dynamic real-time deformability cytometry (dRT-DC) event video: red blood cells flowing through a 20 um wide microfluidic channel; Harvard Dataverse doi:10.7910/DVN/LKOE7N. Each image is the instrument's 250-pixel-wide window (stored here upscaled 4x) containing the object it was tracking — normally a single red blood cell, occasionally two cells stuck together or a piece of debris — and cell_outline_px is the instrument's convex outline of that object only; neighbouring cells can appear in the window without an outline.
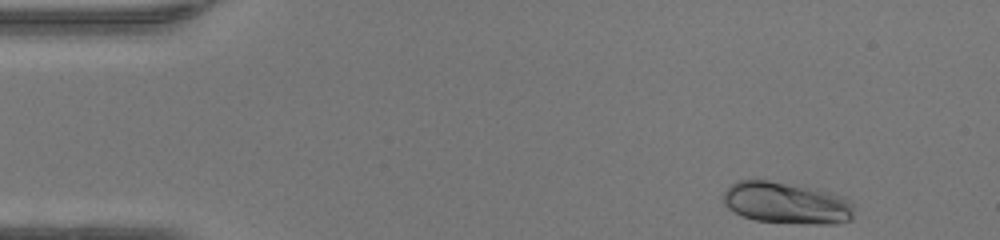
{"species": "human", "species_latin": "Homo sapiens", "temperature_condition": "warm", "stored_images_in_passage": 45, "camera_frame_rate_fps": 3000, "um_per_image_px": 0.085, "donor": {"sex": "female"}, "frame": {"image": 1, "passage_image": 2, "time_ms": 0.333, "image_size_px": [1000, 240], "cell_outline_px": [[852, 220], [836, 224], [804, 224], [756, 220], [744, 216], [728, 208], [724, 204], [720, 196], [732, 184], [740, 180], [768, 180], [804, 184], [820, 188], [844, 196], [852, 200]], "centroid_in_image_um": [66.9, 17.23], "position_along_channel_um": 18.1, "area_um2": 32.6}}
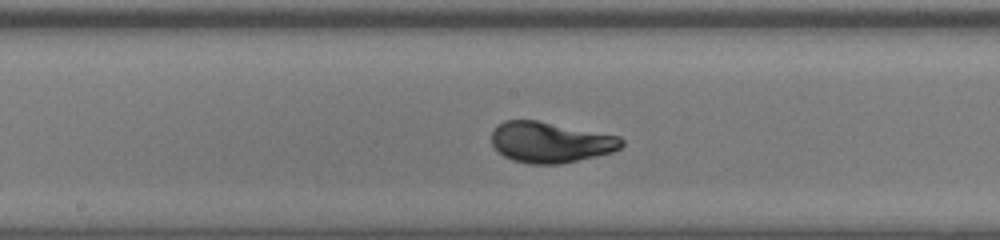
{"frame": {"image": 2, "passage_image": 22, "time_ms": 7.0, "image_size_px": [1000, 240], "cell_outline_px": [[624, 144], [620, 148], [612, 152], [596, 156], [560, 164], [528, 164], [512, 160], [504, 156], [492, 144], [492, 132], [504, 120], [536, 120], [620, 136], [624, 140]], "centroid_in_image_um": [46.8, 12.1], "position_along_channel_um": 201.4, "area_um2": 30.75}}
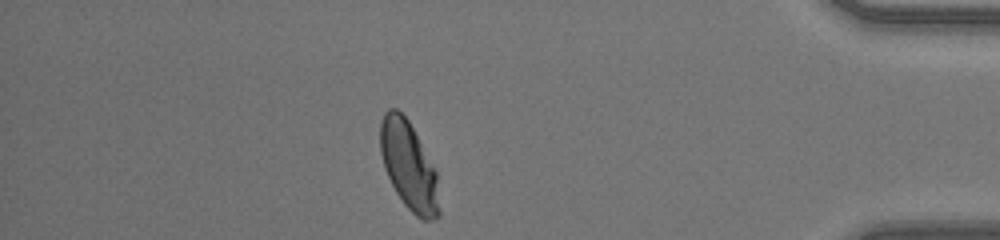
{"frame": {"image": 3, "passage_image": 39, "time_ms": 12.667, "image_size_px": [1000, 240], "cell_outline_px": [[440, 216], [432, 220], [424, 220], [416, 216], [404, 204], [396, 192], [384, 168], [380, 152], [380, 120], [384, 112], [388, 108], [396, 108], [408, 120], [436, 172], [440, 212]], "centroid_in_image_um": [34.73, 14.1], "position_along_channel_um": 400.5, "area_um2": 30.06}, "authors_computed_cell_mechanics": {"area_um2": 30.1716, "velocity_mm_per_s": 4.2658, "shape_relaxation_time_tau1_ms": 2.5065, "shape_relaxation_time_tau2_ms": null, "deformation_change_tau1": 0.1763, "deformation_change_tau2": null}}